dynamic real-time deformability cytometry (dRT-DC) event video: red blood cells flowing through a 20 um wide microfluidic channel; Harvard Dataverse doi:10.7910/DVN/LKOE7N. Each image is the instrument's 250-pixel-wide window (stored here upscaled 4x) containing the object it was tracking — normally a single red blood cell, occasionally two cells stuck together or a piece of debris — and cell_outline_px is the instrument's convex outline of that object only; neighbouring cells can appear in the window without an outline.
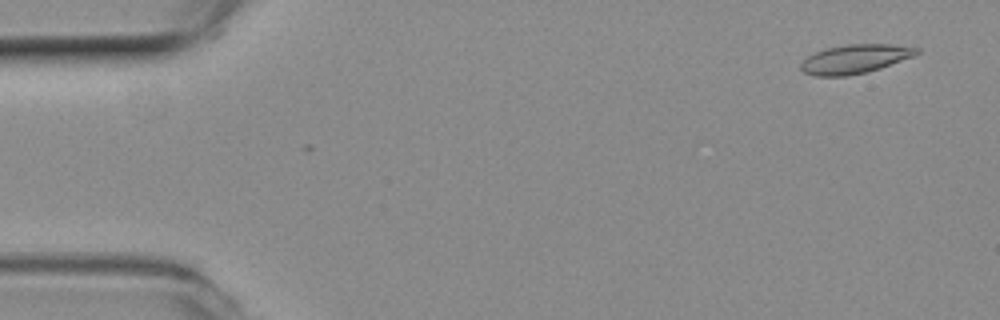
{"species": "common noctule bat (a hibernating species)", "species_latin": "Nyctalus noctula", "temperature_condition": "room temperature", "stored_images_in_passage": 53, "camera_frame_rate_fps": 3000, "um_per_image_px": 0.085, "animal": {"sex": "female", "body_mass_g": 19.3, "forearm_length_mm": 54.1}, "frame": {"image": 1, "passage_image": 2, "time_ms": 0.333, "image_size_px": [1000, 320], "cell_outline_px": [[920, 52], [912, 56], [880, 68], [864, 72], [844, 76], [816, 76], [804, 72], [800, 68], [800, 64], [808, 56], [816, 52], [828, 48], [852, 44], [888, 44], [920, 48]], "centroid_in_image_um": [72.66, 5.01], "position_along_channel_um": 12.3, "area_um2": 19.07}}
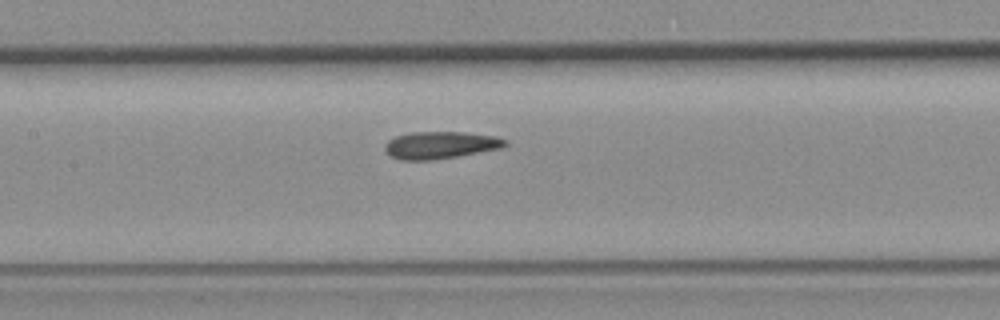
{"frame": {"image": 2, "passage_image": 24, "time_ms": 7.667, "image_size_px": [1000, 320], "cell_outline_px": [[508, 144], [500, 148], [456, 156], [432, 160], [400, 160], [392, 156], [384, 148], [384, 144], [388, 140], [396, 136], [412, 132], [464, 132], [496, 136], [508, 140]], "centroid_in_image_um": [37.43, 12.32], "position_along_channel_um": 170.0, "area_um2": 18.96}}
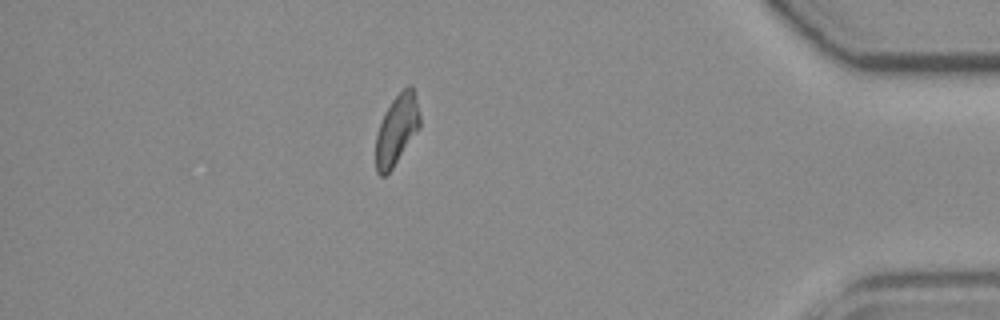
{"frame": {"image": 3, "passage_image": 46, "time_ms": 15.0, "image_size_px": [1000, 320], "cell_outline_px": [[420, 128], [392, 168], [384, 176], [380, 176], [376, 172], [376, 136], [384, 112], [392, 100], [408, 84], [412, 84], [420, 116]], "centroid_in_image_um": [33.72, 11.02], "position_along_channel_um": 401.5, "area_um2": 17.86}, "authors_computed_cell_mechanics": {"area_um2": 18.6116, "velocity_mm_per_s": 3.7947, "shape_relaxation_time_tau1_ms": null, "shape_relaxation_time_tau2_ms": 2.6491, "deformation_change_tau1": null, "deformation_change_tau2": 0.1019}}